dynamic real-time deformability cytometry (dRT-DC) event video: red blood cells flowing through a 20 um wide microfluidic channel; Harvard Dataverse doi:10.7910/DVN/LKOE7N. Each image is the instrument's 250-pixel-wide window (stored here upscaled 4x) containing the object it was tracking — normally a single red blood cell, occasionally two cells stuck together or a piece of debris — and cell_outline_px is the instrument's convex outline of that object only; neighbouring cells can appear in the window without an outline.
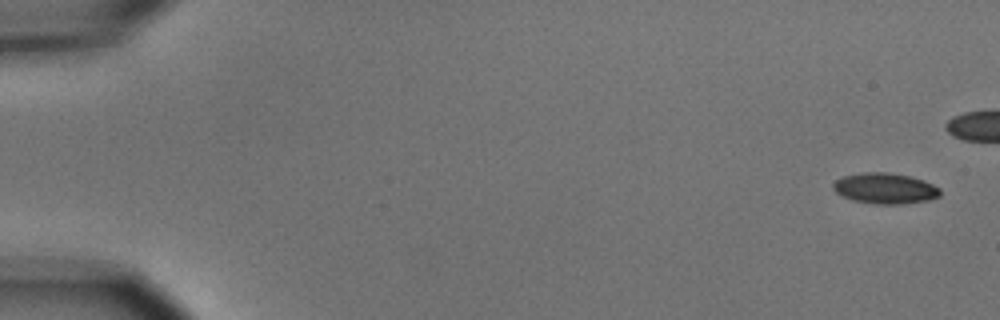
{"species": "common noctule bat (a hibernating species)", "species_latin": "Nyctalus noctula", "temperature_condition": "cold", "stored_images_in_passage": 10, "camera_frame_rate_fps": 3000, "um_per_image_px": 0.085, "animal": {"sex": "male", "body_mass_g": 15.6}, "frame": {"image": 1, "passage_image": 1, "time_ms": 0.0, "image_size_px": [1000, 320], "cell_outline_px": [[940, 196], [928, 200], [900, 204], [872, 204], [852, 200], [840, 196], [832, 188], [832, 184], [836, 180], [844, 176], [864, 172], [888, 172], [908, 176], [924, 180], [940, 188]], "centroid_in_image_um": [75.2, 16.02], "position_along_channel_um": 9.8, "area_um2": 19.25}}
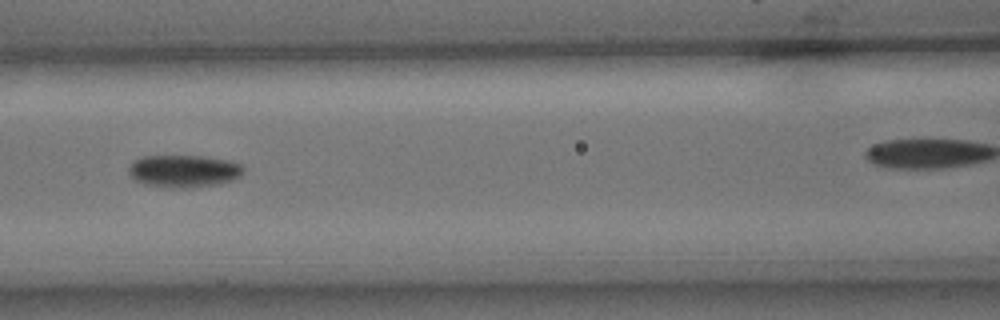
{"frame": {"image": 2, "passage_image": 7, "time_ms": 7.667, "image_size_px": [1000, 320], "cell_outline_px": [[244, 172], [240, 176], [232, 180], [220, 184], [192, 188], [164, 188], [144, 184], [136, 180], [128, 172], [128, 168], [136, 160], [144, 156], [204, 156], [232, 160], [240, 164], [244, 168]], "centroid_in_image_um": [15.67, 14.55], "position_along_channel_um": 150.9, "area_um2": 21.96}}
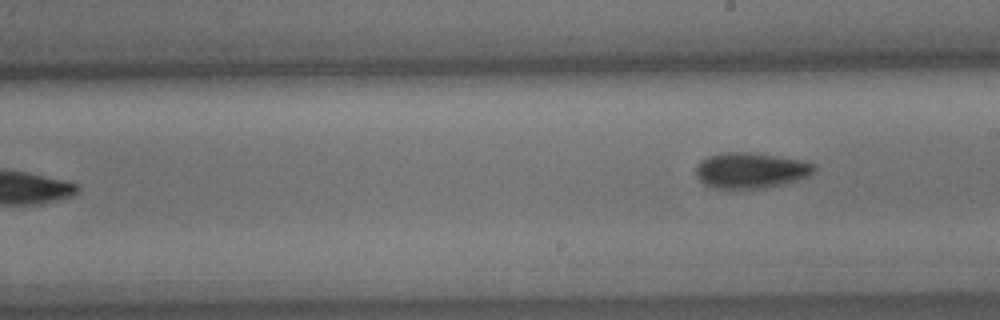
{"frame": {"image": 3, "passage_image": 10, "time_ms": 11.333, "image_size_px": [1000, 320], "cell_outline_px": [[816, 168], [808, 176], [800, 180], [788, 184], [768, 188], [716, 188], [704, 184], [696, 176], [696, 164], [700, 160], [708, 156], [720, 152], [748, 152], [800, 160], [812, 164]], "centroid_in_image_um": [63.79, 14.49], "position_along_channel_um": 225.2, "area_um2": 24.68}}